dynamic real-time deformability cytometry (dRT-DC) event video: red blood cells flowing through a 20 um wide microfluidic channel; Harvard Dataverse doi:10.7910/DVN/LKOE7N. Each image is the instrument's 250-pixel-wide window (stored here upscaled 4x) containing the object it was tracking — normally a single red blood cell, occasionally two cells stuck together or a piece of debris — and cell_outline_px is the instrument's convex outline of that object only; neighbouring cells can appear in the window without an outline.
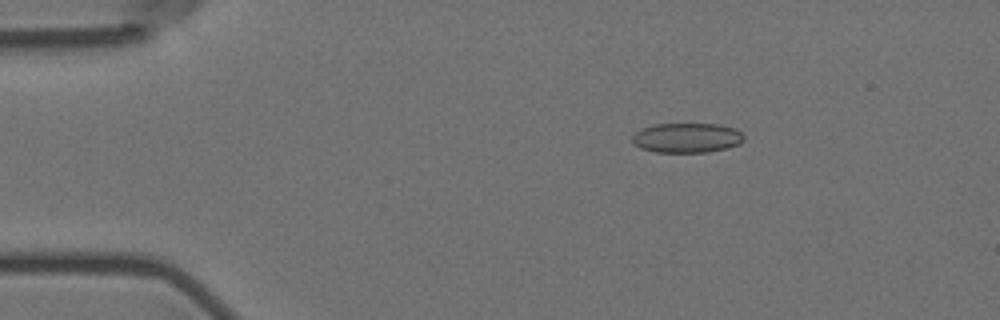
{"species": "Egyptian fruit bat (a non-hibernating species)", "species_latin": "Rousettus aegyptiacus", "temperature_condition": "room temperature", "stored_images_in_passage": 5, "camera_frame_rate_fps": 3000, "um_per_image_px": 0.085, "animal": {"sex": "female"}, "frame": {"image": 1, "passage_image": 3, "time_ms": 0.667, "image_size_px": [1000, 320], "cell_outline_px": [[744, 140], [740, 144], [728, 148], [708, 152], [656, 152], [640, 148], [632, 144], [632, 136], [636, 132], [652, 124], [720, 124], [736, 128], [744, 136]], "centroid_in_image_um": [58.4, 11.72], "position_along_channel_um": 26.6, "area_um2": 19.54}}